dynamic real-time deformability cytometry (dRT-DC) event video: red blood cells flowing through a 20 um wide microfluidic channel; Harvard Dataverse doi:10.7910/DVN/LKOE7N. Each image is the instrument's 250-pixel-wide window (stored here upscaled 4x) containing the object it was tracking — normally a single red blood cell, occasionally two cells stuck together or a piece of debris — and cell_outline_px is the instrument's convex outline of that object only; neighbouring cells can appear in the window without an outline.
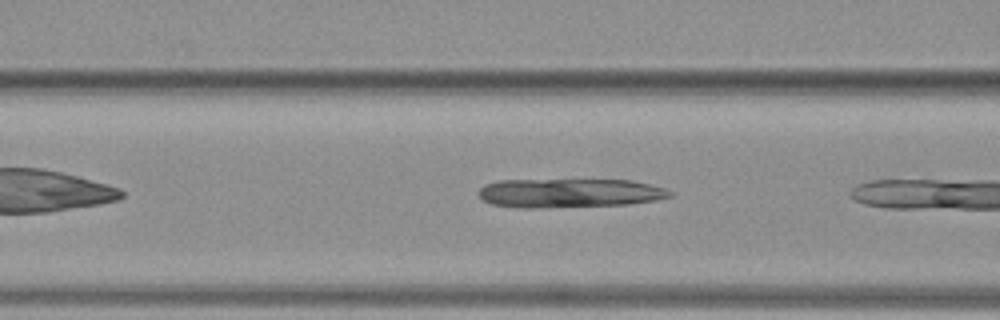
{"species": "common noctule bat (a hibernating species)", "species_latin": "Nyctalus noctula", "temperature_condition": "warm", "stored_images_in_passage": 5, "camera_frame_rate_fps": 3000, "um_per_image_px": 0.085, "animal": {"sex": "female", "body_mass_g": 19.3, "forearm_length_mm": 54.1}, "frame": {"image": 1, "passage_image": 4, "time_ms": 1.0, "image_size_px": [1000, 320], "cell_outline_px": [[676, 192], [672, 196], [656, 200], [628, 204], [540, 208], [520, 208], [492, 204], [484, 200], [476, 192], [484, 184], [500, 180], [632, 180], [664, 188]], "centroid_in_image_um": [48.4, 16.41], "position_along_channel_um": 118.2, "area_um2": 32.48}}